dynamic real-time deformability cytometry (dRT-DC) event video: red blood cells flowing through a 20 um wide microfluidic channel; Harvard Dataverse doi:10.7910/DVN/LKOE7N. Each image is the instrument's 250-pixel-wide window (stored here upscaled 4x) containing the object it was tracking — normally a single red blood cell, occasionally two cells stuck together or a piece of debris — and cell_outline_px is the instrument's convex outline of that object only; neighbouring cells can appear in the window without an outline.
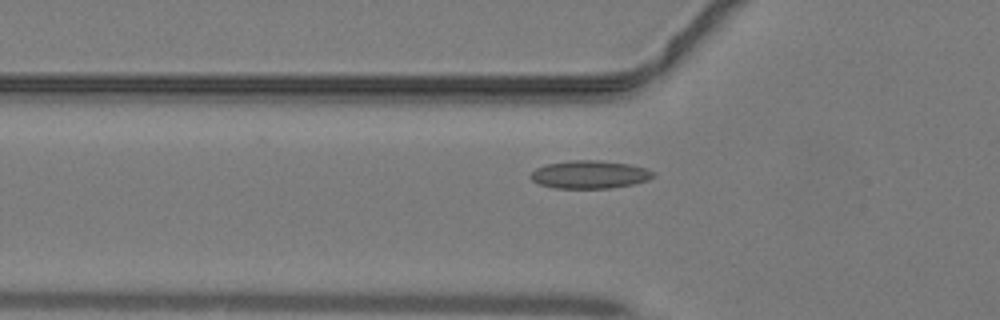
{"species": "common noctule bat (a hibernating species)", "species_latin": "Nyctalus noctula", "temperature_condition": "warm", "stored_images_in_passage": 27, "camera_frame_rate_fps": 3000, "um_per_image_px": 0.085, "animal": {"sex": "male", "body_mass_g": 19.2, "forearm_length_mm": 51.8}, "frame": {"image": 1, "passage_image": 2, "time_ms": 0.333, "image_size_px": [1000, 320], "cell_outline_px": [[656, 176], [648, 180], [632, 184], [608, 188], [556, 188], [540, 184], [532, 180], [528, 176], [536, 168], [548, 164], [568, 160], [600, 160], [628, 164], [644, 168], [656, 172]], "centroid_in_image_um": [50.13, 14.83], "position_along_channel_um": 75.7, "area_um2": 19.94}}
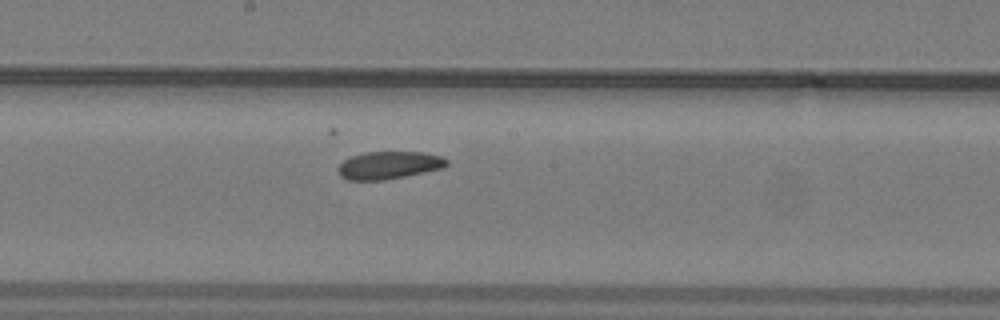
{"frame": {"image": 2, "passage_image": 11, "time_ms": 3.333, "image_size_px": [1000, 320], "cell_outline_px": [[448, 164], [444, 168], [384, 180], [348, 180], [340, 176], [336, 168], [344, 160], [352, 156], [364, 152], [424, 152], [444, 156], [448, 160]], "centroid_in_image_um": [33.07, 14.03], "position_along_channel_um": 215.1, "area_um2": 17.63}}
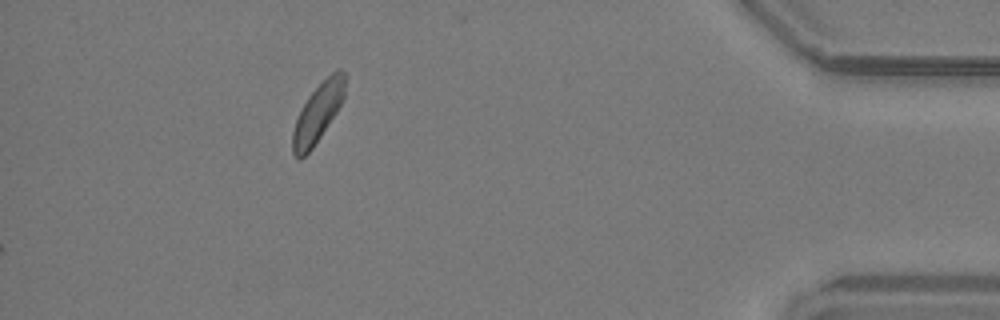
{"frame": {"image": 3, "passage_image": 27, "time_ms": 8.667, "image_size_px": [1000, 320], "cell_outline_px": [[344, 100], [312, 148], [300, 160], [292, 152], [292, 132], [296, 120], [308, 96], [332, 72], [340, 68], [344, 72]], "centroid_in_image_um": [27.01, 9.61], "position_along_channel_um": 408.2, "area_um2": 17.4}}